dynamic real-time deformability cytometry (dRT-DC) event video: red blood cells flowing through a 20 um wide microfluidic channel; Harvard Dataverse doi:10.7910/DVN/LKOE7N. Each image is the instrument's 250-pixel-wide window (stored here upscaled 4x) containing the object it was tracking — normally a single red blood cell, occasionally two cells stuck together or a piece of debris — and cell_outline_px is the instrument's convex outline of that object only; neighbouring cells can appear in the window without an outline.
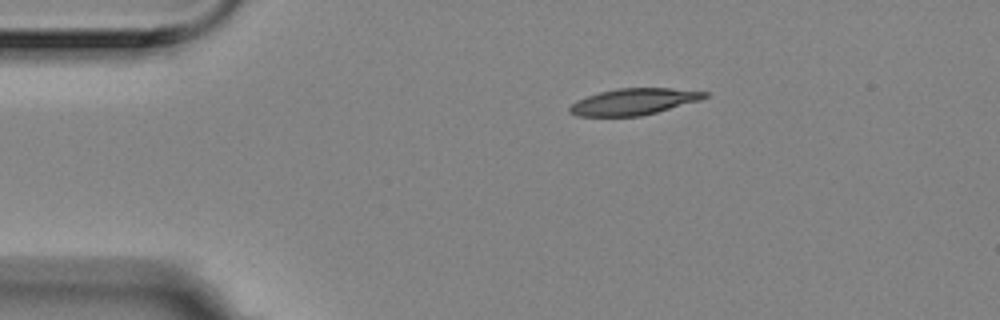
{"species": "Egyptian fruit bat (a non-hibernating species)", "species_latin": "Rousettus aegyptiacus", "temperature_condition": "room temperature", "stored_images_in_passage": 47, "camera_frame_rate_fps": 3000, "um_per_image_px": 0.085, "animal": {"sex": "female"}, "frame": {"image": 1, "passage_image": 1, "time_ms": 0.0, "image_size_px": [1000, 320], "cell_outline_px": [[708, 96], [700, 100], [656, 112], [640, 116], [576, 116], [568, 112], [568, 108], [576, 100], [600, 92], [616, 88], [668, 88], [708, 92]], "centroid_in_image_um": [53.83, 8.64], "position_along_channel_um": 31.2, "area_um2": 20.63}}
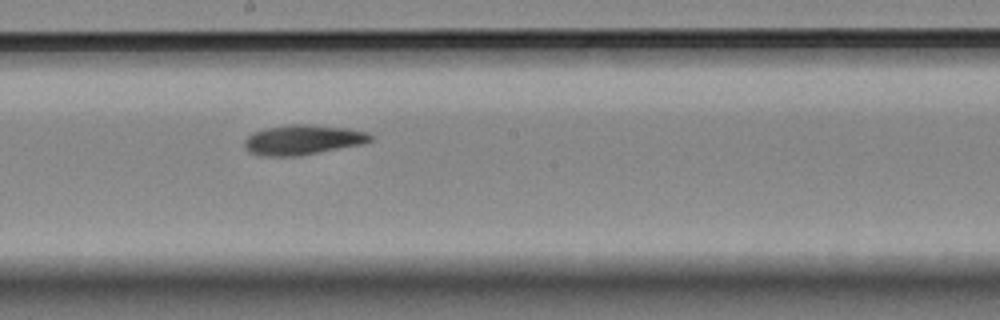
{"frame": {"image": 2, "passage_image": 21, "time_ms": 6.667, "image_size_px": [1000, 320], "cell_outline_px": [[372, 140], [364, 144], [300, 156], [260, 156], [248, 152], [244, 148], [244, 140], [252, 132], [264, 128], [288, 124], [308, 124], [348, 128], [368, 132], [372, 136]], "centroid_in_image_um": [25.72, 11.89], "position_along_channel_um": 222.5, "area_um2": 22.37}}
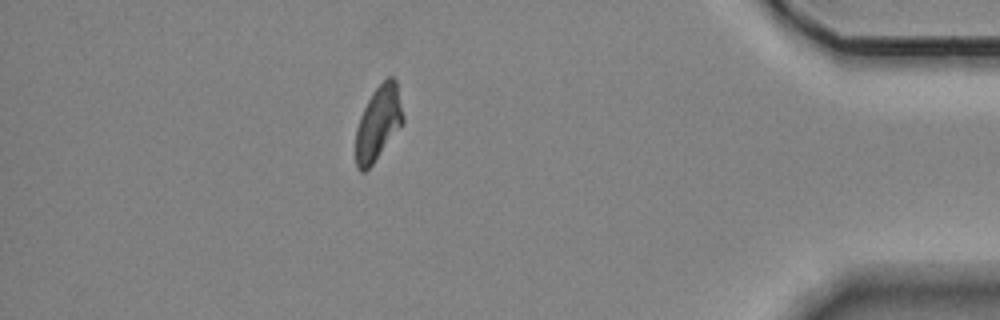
{"frame": {"image": 3, "passage_image": 40, "time_ms": 13.0, "image_size_px": [1000, 320], "cell_outline_px": [[404, 124], [372, 164], [364, 172], [360, 172], [356, 168], [356, 128], [360, 116], [372, 92], [388, 76], [392, 76], [396, 80], [404, 116]], "centroid_in_image_um": [32.17, 10.46], "position_along_channel_um": 403.0, "area_um2": 20.52}, "authors_computed_cell_mechanics": {"area_um2": 21.1548, "velocity_mm_per_s": 3.5267, "shape_relaxation_time_tau1_ms": 5.105, "shape_relaxation_time_tau2_ms": 6.515, "deformation_change_tau1": 0.1551, "deformation_change_tau2": 0.1349}}